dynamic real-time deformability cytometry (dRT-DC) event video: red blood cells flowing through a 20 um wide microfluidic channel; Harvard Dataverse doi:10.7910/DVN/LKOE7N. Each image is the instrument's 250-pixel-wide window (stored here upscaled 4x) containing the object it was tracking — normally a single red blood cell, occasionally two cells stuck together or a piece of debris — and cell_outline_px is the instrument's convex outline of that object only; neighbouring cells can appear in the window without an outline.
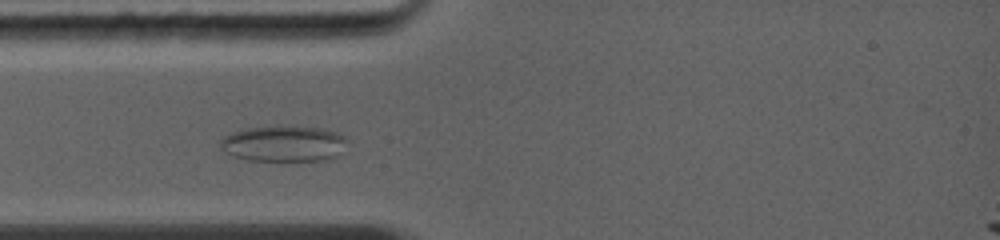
{"species": "common noctule bat (a hibernating species)", "species_latin": "Nyctalus noctula", "temperature_condition": "warm", "stored_images_in_passage": 16, "camera_frame_rate_fps": 5000, "um_per_image_px": 0.085, "animal": {"sex": "female", "body_mass_g": 19.0, "forearm_length_mm": 56.7}, "frame": {"image": 1, "passage_image": 3, "time_ms": 1.4, "image_size_px": [1000, 240], "cell_outline_px": [[348, 140], [336, 156], [328, 160], [248, 160], [232, 156], [224, 152], [220, 148], [220, 140], [224, 136], [232, 132], [248, 128], [324, 128], [336, 132], [344, 136]], "centroid_in_image_um": [24.09, 12.24], "position_along_channel_um": 60.9, "area_um2": 25.89}}
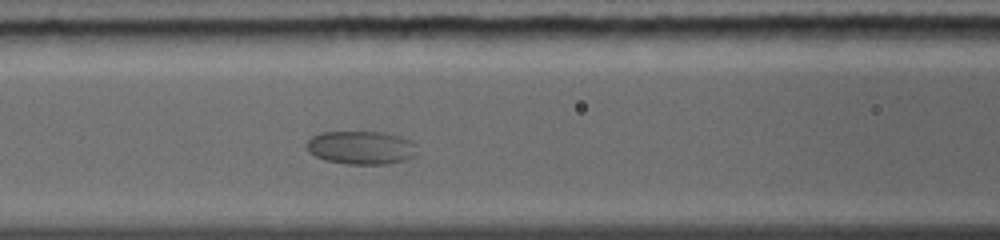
{"frame": {"image": 2, "passage_image": 6, "time_ms": 3.2, "image_size_px": [1000, 240], "cell_outline_px": [[420, 152], [416, 156], [404, 160], [388, 164], [344, 164], [324, 160], [308, 152], [308, 140], [312, 136], [320, 132], [384, 132], [408, 140], [416, 144]], "centroid_in_image_um": [30.72, 12.56], "position_along_channel_um": 135.9, "area_um2": 21.62}}
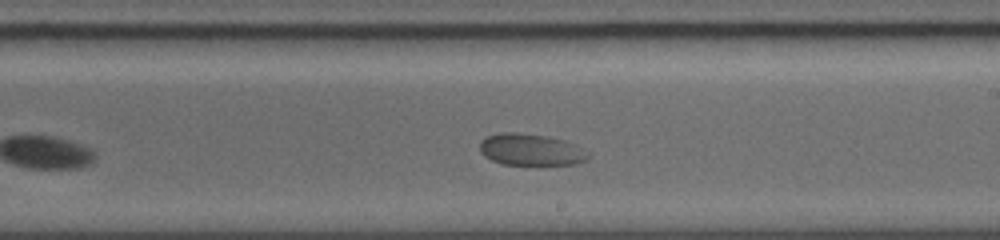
{"frame": {"image": 3, "passage_image": 12, "time_ms": 5.8, "image_size_px": [1000, 240], "cell_outline_px": [[588, 156], [584, 160], [572, 164], [540, 168], [504, 164], [492, 160], [484, 156], [480, 152], [480, 140], [488, 136], [500, 132], [516, 132], [544, 136], [564, 140], [572, 144]], "centroid_in_image_um": [45.03, 12.77], "position_along_channel_um": 244.0, "area_um2": 20.35}}